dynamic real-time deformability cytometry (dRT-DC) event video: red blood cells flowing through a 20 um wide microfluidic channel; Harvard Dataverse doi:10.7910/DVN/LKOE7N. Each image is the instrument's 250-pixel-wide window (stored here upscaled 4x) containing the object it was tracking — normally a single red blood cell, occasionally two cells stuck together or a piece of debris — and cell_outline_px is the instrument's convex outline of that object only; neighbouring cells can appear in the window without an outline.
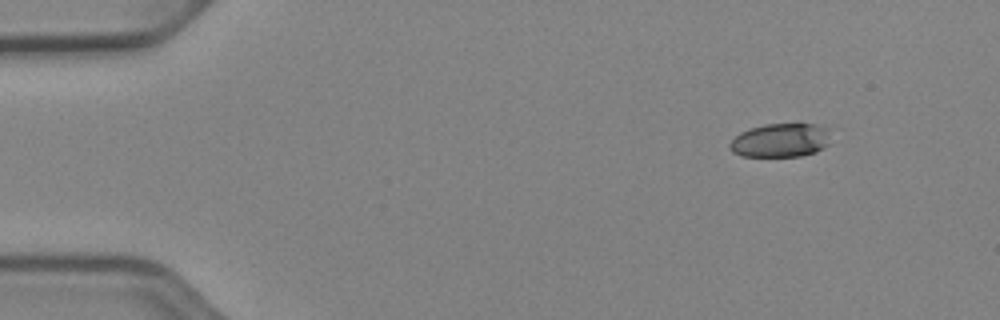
{"species": "Egyptian fruit bat (a non-hibernating species)", "species_latin": "Rousettus aegyptiacus", "temperature_condition": "cold", "stored_images_in_passage": 47, "camera_frame_rate_fps": 3000, "um_per_image_px": 0.085, "animal": {"sex": "female"}, "frame": {"image": 1, "passage_image": 1, "time_ms": 0.0, "image_size_px": [1000, 320], "cell_outline_px": [[828, 144], [816, 152], [800, 156], [740, 156], [732, 152], [728, 144], [740, 132], [764, 124], [816, 124], [828, 128]], "centroid_in_image_um": [66.32, 11.93], "position_along_channel_um": 18.7, "area_um2": 19.77}}
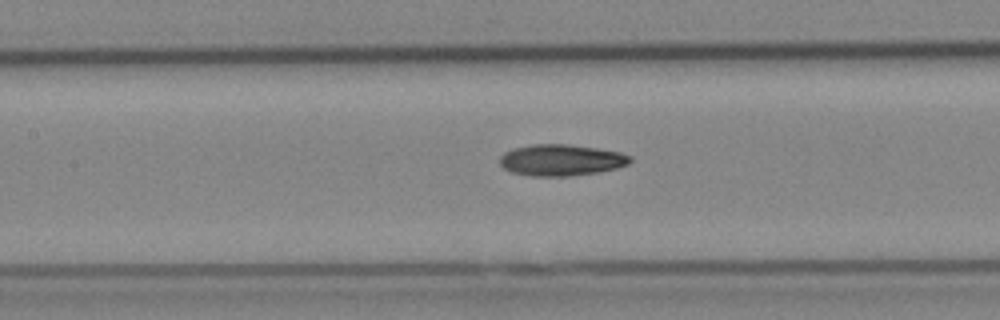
{"frame": {"image": 2, "passage_image": 19, "time_ms": 6.0, "image_size_px": [1000, 320], "cell_outline_px": [[632, 160], [628, 164], [616, 168], [600, 172], [572, 176], [532, 176], [512, 172], [504, 168], [500, 164], [500, 156], [504, 152], [512, 148], [532, 144], [568, 144], [596, 148], [620, 152], [632, 156]], "centroid_in_image_um": [47.7, 13.6], "position_along_channel_um": 159.7, "area_um2": 23.99}}
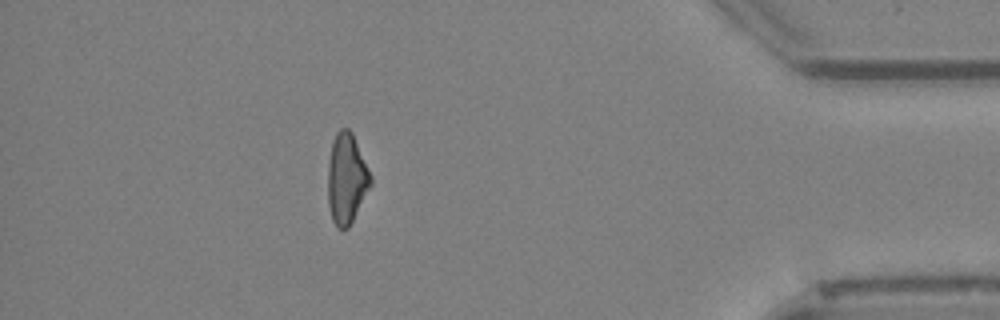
{"frame": {"image": 3, "passage_image": 41, "time_ms": 13.333, "image_size_px": [1000, 320], "cell_outline_px": [[372, 184], [348, 228], [336, 228], [332, 220], [328, 204], [328, 160], [332, 140], [336, 132], [340, 128], [348, 128], [352, 132], [372, 176]], "centroid_in_image_um": [29.45, 15.16], "position_along_channel_um": 405.8, "area_um2": 22.66}, "authors_computed_cell_mechanics": {"area_um2": 22.7732, "velocity_mm_per_s": 3.9736, "shape_relaxation_time_tau1_ms": 7.8581, "shape_relaxation_time_tau2_ms": 6.7157, "deformation_change_tau1": 0.175, "deformation_change_tau2": 0.1702}}